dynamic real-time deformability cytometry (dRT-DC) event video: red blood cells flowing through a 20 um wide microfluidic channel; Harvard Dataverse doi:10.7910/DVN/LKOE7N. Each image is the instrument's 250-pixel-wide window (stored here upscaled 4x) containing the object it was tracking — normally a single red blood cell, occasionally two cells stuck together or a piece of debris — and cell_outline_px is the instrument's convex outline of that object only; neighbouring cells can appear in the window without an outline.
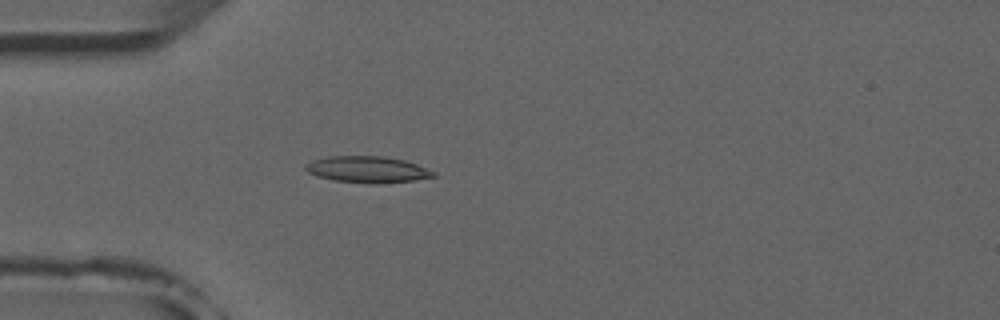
{"species": "common noctule bat (a hibernating species)", "species_latin": "Nyctalus noctula", "temperature_condition": "room temperature", "stored_images_in_passage": 3, "camera_frame_rate_fps": 3000, "um_per_image_px": 0.085, "animal": {"sex": "male", "forearm_length_mm": 52.5}, "frame": {"image": 1, "passage_image": 3, "time_ms": 3.0, "image_size_px": [1000, 320], "cell_outline_px": [[436, 176], [412, 180], [376, 184], [372, 184], [332, 180], [316, 176], [308, 172], [304, 168], [304, 164], [312, 160], [328, 156], [384, 156], [404, 160], [416, 164], [436, 172]], "centroid_in_image_um": [31.19, 14.4], "position_along_channel_um": 53.8, "area_um2": 19.77}}